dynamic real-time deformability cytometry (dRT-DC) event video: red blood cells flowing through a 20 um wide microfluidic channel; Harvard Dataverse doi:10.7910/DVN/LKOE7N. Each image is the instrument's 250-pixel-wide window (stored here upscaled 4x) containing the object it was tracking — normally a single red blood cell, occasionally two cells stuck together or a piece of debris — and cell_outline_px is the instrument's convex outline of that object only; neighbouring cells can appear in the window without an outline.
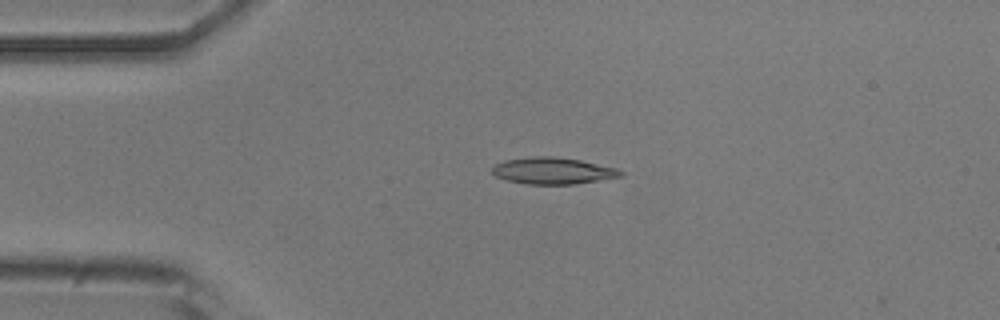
{"species": "common noctule bat (a hibernating species)", "species_latin": "Nyctalus noctula", "temperature_condition": "room temperature", "stored_images_in_passage": 52, "camera_frame_rate_fps": 3000, "um_per_image_px": 0.085, "animal": {"sex": "male", "body_mass_g": 20.5, "forearm_length_mm": 52.5}, "frame": {"image": 1, "passage_image": 11, "time_ms": 3.333, "image_size_px": [1000, 320], "cell_outline_px": [[624, 176], [572, 184], [524, 184], [508, 180], [496, 176], [492, 172], [492, 168], [496, 164], [504, 160], [532, 156], [556, 156], [580, 160], [616, 168], [624, 172]], "centroid_in_image_um": [46.99, 14.51], "position_along_channel_um": 38.0, "area_um2": 19.88}}
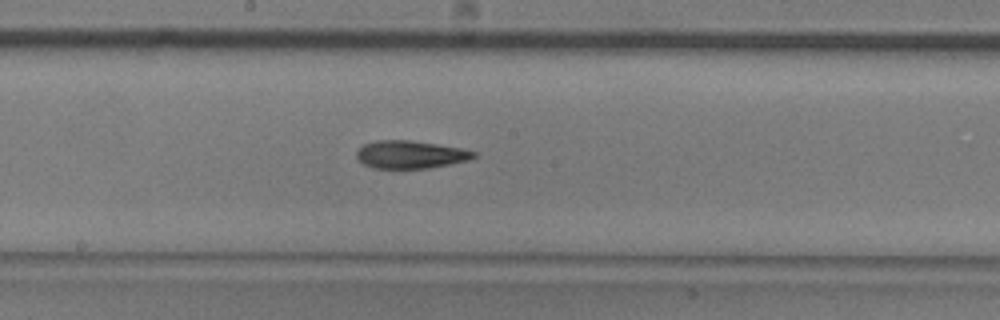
{"frame": {"image": 2, "passage_image": 27, "time_ms": 8.667, "image_size_px": [1000, 320], "cell_outline_px": [[476, 156], [468, 160], [428, 168], [372, 168], [364, 164], [356, 156], [356, 152], [364, 144], [376, 140], [408, 140], [436, 144], [460, 148], [476, 152]], "centroid_in_image_um": [34.86, 13.13], "position_along_channel_um": 213.3, "area_um2": 18.73}}
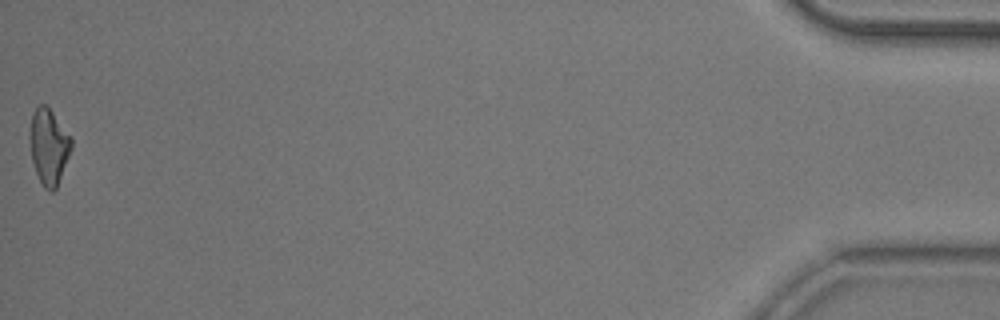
{"frame": {"image": 3, "passage_image": 52, "time_ms": 17.0, "image_size_px": [1000, 320], "cell_outline_px": [[72, 148], [56, 188], [52, 192], [48, 192], [44, 188], [36, 172], [32, 160], [28, 136], [32, 112], [40, 104], [44, 104], [52, 112], [72, 140]], "centroid_in_image_um": [4.11, 12.47], "position_along_channel_um": 431.1, "area_um2": 18.15}, "authors_computed_cell_mechanics": {"area_um2": 19.1318, "velocity_mm_per_s": 3.8097, "shape_relaxation_time_tau1_ms": 6.2685, "shape_relaxation_time_tau2_ms": 9.6642, "deformation_change_tau1": 0.191, "deformation_change_tau2": 0.1925}}